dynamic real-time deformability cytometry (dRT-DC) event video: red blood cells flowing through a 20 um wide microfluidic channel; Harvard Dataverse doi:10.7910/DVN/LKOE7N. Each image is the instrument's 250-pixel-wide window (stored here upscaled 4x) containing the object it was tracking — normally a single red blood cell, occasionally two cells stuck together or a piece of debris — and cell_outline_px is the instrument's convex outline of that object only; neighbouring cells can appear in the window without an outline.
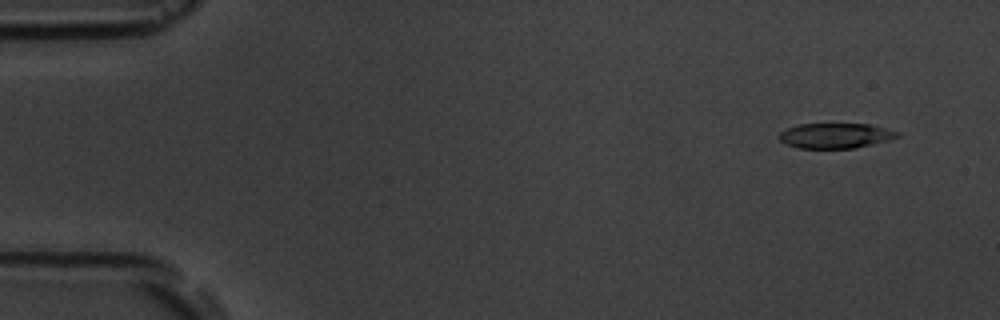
{"species": "common noctule bat (a hibernating species)", "species_latin": "Nyctalus noctula", "temperature_condition": "room temperature", "stored_images_in_passage": 4, "camera_frame_rate_fps": 3000, "um_per_image_px": 0.085, "animal": {"sex": "male", "body_mass_g": 19.5, "forearm_length_mm": 54.6}, "frame": {"image": 1, "passage_image": 1, "time_ms": 0.0, "image_size_px": [1000, 320], "cell_outline_px": [[900, 136], [888, 140], [872, 144], [852, 148], [800, 148], [784, 144], [780, 140], [780, 132], [788, 128], [800, 124], [868, 124], [900, 132]], "centroid_in_image_um": [71.01, 11.53], "position_along_channel_um": 14.0, "area_um2": 17.11}}
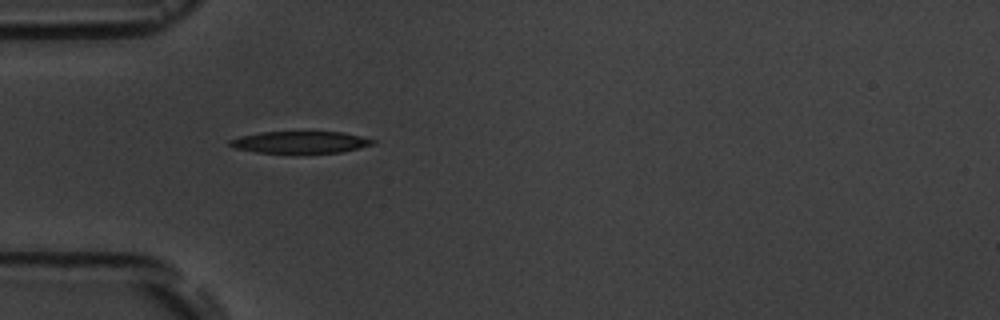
{"frame": {"image": 2, "passage_image": 4, "time_ms": 4.333, "image_size_px": [1000, 320], "cell_outline_px": [[376, 144], [340, 152], [256, 152], [236, 148], [228, 144], [228, 140], [240, 136], [264, 132], [344, 132], [376, 140]], "centroid_in_image_um": [25.54, 12.07], "position_along_channel_um": 59.5, "area_um2": 17.92}}